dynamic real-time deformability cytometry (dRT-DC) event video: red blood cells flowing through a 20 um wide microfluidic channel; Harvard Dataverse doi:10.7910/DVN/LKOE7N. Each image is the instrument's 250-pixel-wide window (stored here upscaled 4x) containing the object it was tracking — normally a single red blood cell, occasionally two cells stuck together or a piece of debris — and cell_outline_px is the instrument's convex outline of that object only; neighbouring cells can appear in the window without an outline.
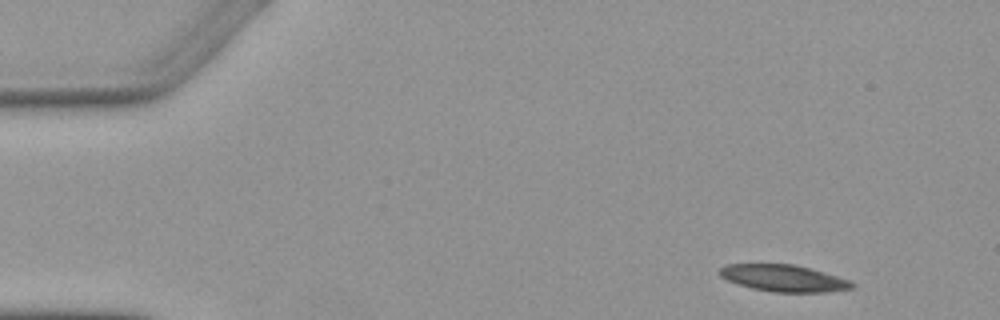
{"species": "Egyptian fruit bat (a non-hibernating species)", "species_latin": "Rousettus aegyptiacus", "temperature_condition": "warm", "stored_images_in_passage": 5, "camera_frame_rate_fps": 3000, "um_per_image_px": 0.085, "animal": {"sex": "female"}, "frame": {"image": 1, "passage_image": 2, "time_ms": 1.0, "image_size_px": [1000, 320], "cell_outline_px": [[856, 288], [828, 292], [776, 292], [752, 288], [728, 280], [720, 276], [720, 268], [724, 264], [792, 264], [812, 268], [848, 280], [856, 284]], "centroid_in_image_um": [66.65, 23.64], "position_along_channel_um": 18.3, "area_um2": 20.58}}
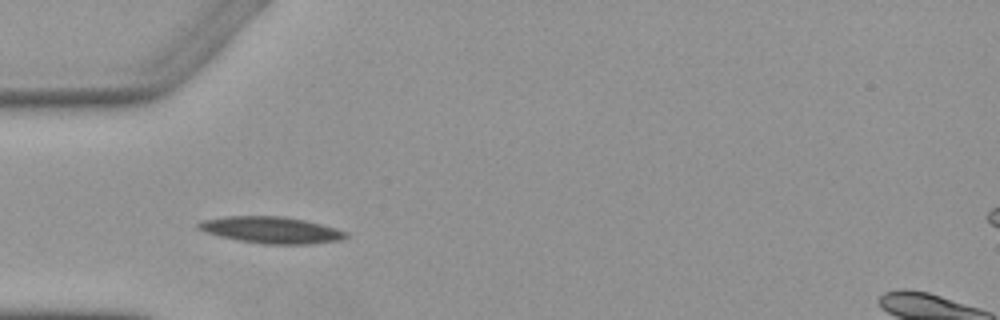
{"frame": {"image": 2, "passage_image": 5, "time_ms": 4.667, "image_size_px": [1000, 320], "cell_outline_px": [[348, 236], [340, 240], [312, 244], [268, 244], [240, 240], [220, 236], [196, 228], [196, 224], [204, 220], [224, 216], [284, 216], [304, 220], [336, 228], [348, 232]], "centroid_in_image_um": [23.08, 19.54], "position_along_channel_um": 61.9, "area_um2": 22.66}}